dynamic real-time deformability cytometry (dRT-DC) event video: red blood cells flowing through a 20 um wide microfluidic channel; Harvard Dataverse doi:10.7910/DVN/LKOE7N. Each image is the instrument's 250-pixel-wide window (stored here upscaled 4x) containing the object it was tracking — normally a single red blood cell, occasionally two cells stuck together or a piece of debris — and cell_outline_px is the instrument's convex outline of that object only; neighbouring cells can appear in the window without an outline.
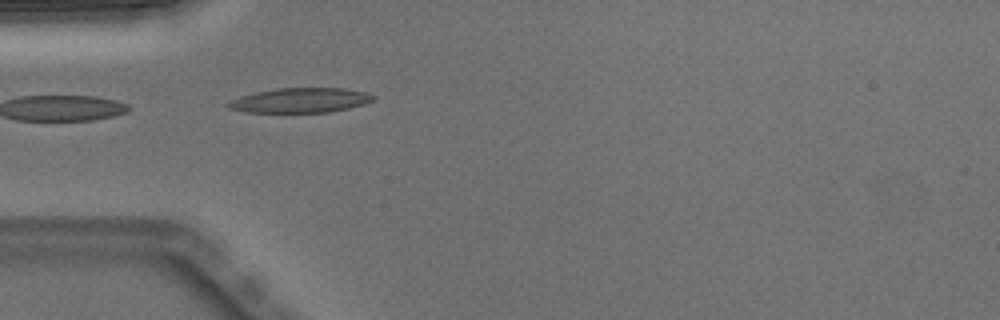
{"species": "Egyptian fruit bat (a non-hibernating species)", "species_latin": "Rousettus aegyptiacus", "temperature_condition": "warm", "stored_images_in_passage": 1, "camera_frame_rate_fps": 3000, "um_per_image_px": 0.085, "animal": {"sex": "male"}, "frame": {"image": 1, "passage_image": 1, "time_ms": 0.0, "image_size_px": [1000, 320], "cell_outline_px": [[376, 100], [364, 104], [348, 108], [328, 112], [248, 112], [228, 108], [224, 104], [240, 96], [256, 92], [276, 88], [344, 88], [364, 92], [376, 96]], "centroid_in_image_um": [25.54, 8.52], "position_along_channel_um": 59.5, "area_um2": 20.87}}